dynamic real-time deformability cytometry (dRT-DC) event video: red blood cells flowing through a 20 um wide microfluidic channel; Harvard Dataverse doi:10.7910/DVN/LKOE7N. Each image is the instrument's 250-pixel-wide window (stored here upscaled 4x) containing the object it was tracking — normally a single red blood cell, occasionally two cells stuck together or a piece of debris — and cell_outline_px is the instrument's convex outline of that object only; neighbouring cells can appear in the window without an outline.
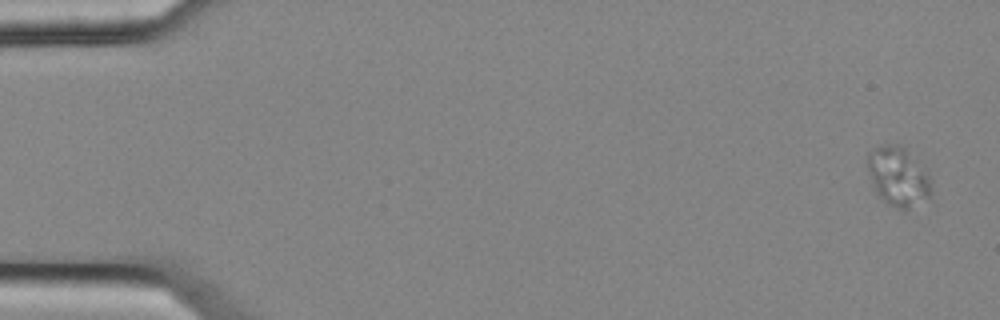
{"species": "common noctule bat (a hibernating species)", "species_latin": "Nyctalus noctula", "temperature_condition": "cold", "stored_images_in_passage": 4, "camera_frame_rate_fps": 3000, "um_per_image_px": 0.085, "animal": {"sex": "female", "body_mass_g": 25.1}, "frame": {"image": 1, "passage_image": 1, "time_ms": 0.0, "image_size_px": [1000, 320], "cell_outline_px": [[932, 196], [908, 208], [896, 208], [884, 200], [876, 192], [868, 168], [868, 152], [884, 144], [900, 144], [904, 148], [928, 176], [932, 188]], "centroid_in_image_um": [76.34, 15.0], "position_along_channel_um": 8.7, "area_um2": 21.15}}